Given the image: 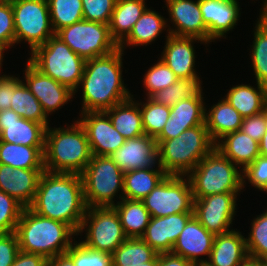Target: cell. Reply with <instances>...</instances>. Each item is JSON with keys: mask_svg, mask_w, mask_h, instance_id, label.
Returning a JSON list of instances; mask_svg holds the SVG:
<instances>
[{"mask_svg": "<svg viewBox=\"0 0 267 266\" xmlns=\"http://www.w3.org/2000/svg\"><path fill=\"white\" fill-rule=\"evenodd\" d=\"M141 239L158 254L168 253V237L165 217H151Z\"/></svg>", "mask_w": 267, "mask_h": 266, "instance_id": "obj_44", "label": "cell"}, {"mask_svg": "<svg viewBox=\"0 0 267 266\" xmlns=\"http://www.w3.org/2000/svg\"><path fill=\"white\" fill-rule=\"evenodd\" d=\"M83 230L86 232L83 245L110 254L128 238L113 206L88 207L77 235Z\"/></svg>", "mask_w": 267, "mask_h": 266, "instance_id": "obj_9", "label": "cell"}, {"mask_svg": "<svg viewBox=\"0 0 267 266\" xmlns=\"http://www.w3.org/2000/svg\"><path fill=\"white\" fill-rule=\"evenodd\" d=\"M237 169L236 164L215 147L187 175L193 198L240 192L243 189V176Z\"/></svg>", "mask_w": 267, "mask_h": 266, "instance_id": "obj_6", "label": "cell"}, {"mask_svg": "<svg viewBox=\"0 0 267 266\" xmlns=\"http://www.w3.org/2000/svg\"><path fill=\"white\" fill-rule=\"evenodd\" d=\"M47 3L55 33L63 27L83 20L81 0H47Z\"/></svg>", "mask_w": 267, "mask_h": 266, "instance_id": "obj_37", "label": "cell"}, {"mask_svg": "<svg viewBox=\"0 0 267 266\" xmlns=\"http://www.w3.org/2000/svg\"><path fill=\"white\" fill-rule=\"evenodd\" d=\"M44 171L45 169H21L0 164V191L15 198L25 208L29 207Z\"/></svg>", "mask_w": 267, "mask_h": 266, "instance_id": "obj_20", "label": "cell"}, {"mask_svg": "<svg viewBox=\"0 0 267 266\" xmlns=\"http://www.w3.org/2000/svg\"><path fill=\"white\" fill-rule=\"evenodd\" d=\"M214 238L215 235L193 216L179 235L171 253L182 256L193 264L206 263L204 258L199 257H210Z\"/></svg>", "mask_w": 267, "mask_h": 266, "instance_id": "obj_22", "label": "cell"}, {"mask_svg": "<svg viewBox=\"0 0 267 266\" xmlns=\"http://www.w3.org/2000/svg\"><path fill=\"white\" fill-rule=\"evenodd\" d=\"M25 69V85L48 115L73 98L74 91L39 71L29 60Z\"/></svg>", "mask_w": 267, "mask_h": 266, "instance_id": "obj_15", "label": "cell"}, {"mask_svg": "<svg viewBox=\"0 0 267 266\" xmlns=\"http://www.w3.org/2000/svg\"><path fill=\"white\" fill-rule=\"evenodd\" d=\"M199 7L208 30V43L234 29L240 17L237 0H199Z\"/></svg>", "mask_w": 267, "mask_h": 266, "instance_id": "obj_21", "label": "cell"}, {"mask_svg": "<svg viewBox=\"0 0 267 266\" xmlns=\"http://www.w3.org/2000/svg\"><path fill=\"white\" fill-rule=\"evenodd\" d=\"M78 120L84 128L92 155L111 156L125 142V138L114 128L105 111L81 113Z\"/></svg>", "mask_w": 267, "mask_h": 266, "instance_id": "obj_14", "label": "cell"}, {"mask_svg": "<svg viewBox=\"0 0 267 266\" xmlns=\"http://www.w3.org/2000/svg\"><path fill=\"white\" fill-rule=\"evenodd\" d=\"M123 52L118 48L107 55L86 60L78 85L83 89L81 113L105 111L133 96L122 80Z\"/></svg>", "mask_w": 267, "mask_h": 266, "instance_id": "obj_2", "label": "cell"}, {"mask_svg": "<svg viewBox=\"0 0 267 266\" xmlns=\"http://www.w3.org/2000/svg\"><path fill=\"white\" fill-rule=\"evenodd\" d=\"M260 156L267 157V131L259 142Z\"/></svg>", "mask_w": 267, "mask_h": 266, "instance_id": "obj_56", "label": "cell"}, {"mask_svg": "<svg viewBox=\"0 0 267 266\" xmlns=\"http://www.w3.org/2000/svg\"><path fill=\"white\" fill-rule=\"evenodd\" d=\"M18 77L2 75L0 76V111L11 108L12 94L14 88L21 82Z\"/></svg>", "mask_w": 267, "mask_h": 266, "instance_id": "obj_51", "label": "cell"}, {"mask_svg": "<svg viewBox=\"0 0 267 266\" xmlns=\"http://www.w3.org/2000/svg\"><path fill=\"white\" fill-rule=\"evenodd\" d=\"M170 20L175 29L168 28L174 36L196 37L208 43V30L203 22L199 0H165Z\"/></svg>", "mask_w": 267, "mask_h": 266, "instance_id": "obj_17", "label": "cell"}, {"mask_svg": "<svg viewBox=\"0 0 267 266\" xmlns=\"http://www.w3.org/2000/svg\"><path fill=\"white\" fill-rule=\"evenodd\" d=\"M167 175L144 199L151 217L194 213V198L189 178Z\"/></svg>", "mask_w": 267, "mask_h": 266, "instance_id": "obj_11", "label": "cell"}, {"mask_svg": "<svg viewBox=\"0 0 267 266\" xmlns=\"http://www.w3.org/2000/svg\"><path fill=\"white\" fill-rule=\"evenodd\" d=\"M215 147L242 171L260 155L259 143L241 130L226 134Z\"/></svg>", "mask_w": 267, "mask_h": 266, "instance_id": "obj_25", "label": "cell"}, {"mask_svg": "<svg viewBox=\"0 0 267 266\" xmlns=\"http://www.w3.org/2000/svg\"><path fill=\"white\" fill-rule=\"evenodd\" d=\"M65 253L75 266H113L112 254L90 249L81 242H74Z\"/></svg>", "mask_w": 267, "mask_h": 266, "instance_id": "obj_41", "label": "cell"}, {"mask_svg": "<svg viewBox=\"0 0 267 266\" xmlns=\"http://www.w3.org/2000/svg\"><path fill=\"white\" fill-rule=\"evenodd\" d=\"M208 111L205 109V112H207L205 113V125L215 144L226 134L241 129L244 118L230 105L227 99H221Z\"/></svg>", "mask_w": 267, "mask_h": 266, "instance_id": "obj_26", "label": "cell"}, {"mask_svg": "<svg viewBox=\"0 0 267 266\" xmlns=\"http://www.w3.org/2000/svg\"><path fill=\"white\" fill-rule=\"evenodd\" d=\"M11 266H48V259L38 254L19 251Z\"/></svg>", "mask_w": 267, "mask_h": 266, "instance_id": "obj_52", "label": "cell"}, {"mask_svg": "<svg viewBox=\"0 0 267 266\" xmlns=\"http://www.w3.org/2000/svg\"><path fill=\"white\" fill-rule=\"evenodd\" d=\"M158 266H194V264L170 252L158 254Z\"/></svg>", "mask_w": 267, "mask_h": 266, "instance_id": "obj_53", "label": "cell"}, {"mask_svg": "<svg viewBox=\"0 0 267 266\" xmlns=\"http://www.w3.org/2000/svg\"><path fill=\"white\" fill-rule=\"evenodd\" d=\"M29 208L69 225L77 234L87 209L80 174L44 171Z\"/></svg>", "mask_w": 267, "mask_h": 266, "instance_id": "obj_1", "label": "cell"}, {"mask_svg": "<svg viewBox=\"0 0 267 266\" xmlns=\"http://www.w3.org/2000/svg\"><path fill=\"white\" fill-rule=\"evenodd\" d=\"M15 233L20 251L48 260L65 253L73 244L71 236L77 235L69 225L40 216L29 207L23 209Z\"/></svg>", "mask_w": 267, "mask_h": 266, "instance_id": "obj_3", "label": "cell"}, {"mask_svg": "<svg viewBox=\"0 0 267 266\" xmlns=\"http://www.w3.org/2000/svg\"><path fill=\"white\" fill-rule=\"evenodd\" d=\"M20 1H22V0H0V3L1 4H14V3H17Z\"/></svg>", "mask_w": 267, "mask_h": 266, "instance_id": "obj_59", "label": "cell"}, {"mask_svg": "<svg viewBox=\"0 0 267 266\" xmlns=\"http://www.w3.org/2000/svg\"><path fill=\"white\" fill-rule=\"evenodd\" d=\"M263 112L265 113V118H266V126H267V102L265 104Z\"/></svg>", "mask_w": 267, "mask_h": 266, "instance_id": "obj_60", "label": "cell"}, {"mask_svg": "<svg viewBox=\"0 0 267 266\" xmlns=\"http://www.w3.org/2000/svg\"><path fill=\"white\" fill-rule=\"evenodd\" d=\"M88 207L114 206L116 193L123 192L124 172L109 156H94L80 173Z\"/></svg>", "mask_w": 267, "mask_h": 266, "instance_id": "obj_8", "label": "cell"}, {"mask_svg": "<svg viewBox=\"0 0 267 266\" xmlns=\"http://www.w3.org/2000/svg\"><path fill=\"white\" fill-rule=\"evenodd\" d=\"M129 266H133V265H129ZM136 266H158V255L152 261L138 264Z\"/></svg>", "mask_w": 267, "mask_h": 266, "instance_id": "obj_58", "label": "cell"}, {"mask_svg": "<svg viewBox=\"0 0 267 266\" xmlns=\"http://www.w3.org/2000/svg\"><path fill=\"white\" fill-rule=\"evenodd\" d=\"M15 44V27L12 4L0 3V50L4 52Z\"/></svg>", "mask_w": 267, "mask_h": 266, "instance_id": "obj_46", "label": "cell"}, {"mask_svg": "<svg viewBox=\"0 0 267 266\" xmlns=\"http://www.w3.org/2000/svg\"><path fill=\"white\" fill-rule=\"evenodd\" d=\"M166 24L164 17L158 12L146 9L134 24L129 35L119 44V48L124 50L126 44L128 46L151 44L167 26Z\"/></svg>", "mask_w": 267, "mask_h": 266, "instance_id": "obj_33", "label": "cell"}, {"mask_svg": "<svg viewBox=\"0 0 267 266\" xmlns=\"http://www.w3.org/2000/svg\"><path fill=\"white\" fill-rule=\"evenodd\" d=\"M146 9L145 0H116L109 29L118 45L129 35Z\"/></svg>", "mask_w": 267, "mask_h": 266, "instance_id": "obj_28", "label": "cell"}, {"mask_svg": "<svg viewBox=\"0 0 267 266\" xmlns=\"http://www.w3.org/2000/svg\"><path fill=\"white\" fill-rule=\"evenodd\" d=\"M44 149L45 146L0 141V164L21 169H44Z\"/></svg>", "mask_w": 267, "mask_h": 266, "instance_id": "obj_31", "label": "cell"}, {"mask_svg": "<svg viewBox=\"0 0 267 266\" xmlns=\"http://www.w3.org/2000/svg\"><path fill=\"white\" fill-rule=\"evenodd\" d=\"M15 43L27 41L31 53L55 35L47 0H22L12 4Z\"/></svg>", "mask_w": 267, "mask_h": 266, "instance_id": "obj_12", "label": "cell"}, {"mask_svg": "<svg viewBox=\"0 0 267 266\" xmlns=\"http://www.w3.org/2000/svg\"><path fill=\"white\" fill-rule=\"evenodd\" d=\"M10 109L21 118L32 120L43 124L46 128L48 127V117L43 112L40 102L22 81L14 88Z\"/></svg>", "mask_w": 267, "mask_h": 266, "instance_id": "obj_35", "label": "cell"}, {"mask_svg": "<svg viewBox=\"0 0 267 266\" xmlns=\"http://www.w3.org/2000/svg\"><path fill=\"white\" fill-rule=\"evenodd\" d=\"M24 208L15 198L0 191V234L16 231Z\"/></svg>", "mask_w": 267, "mask_h": 266, "instance_id": "obj_43", "label": "cell"}, {"mask_svg": "<svg viewBox=\"0 0 267 266\" xmlns=\"http://www.w3.org/2000/svg\"><path fill=\"white\" fill-rule=\"evenodd\" d=\"M128 238H141L151 215L142 200L121 199L113 206Z\"/></svg>", "mask_w": 267, "mask_h": 266, "instance_id": "obj_32", "label": "cell"}, {"mask_svg": "<svg viewBox=\"0 0 267 266\" xmlns=\"http://www.w3.org/2000/svg\"><path fill=\"white\" fill-rule=\"evenodd\" d=\"M123 172L150 169L158 164L157 142L146 134L125 139L124 144L109 156Z\"/></svg>", "mask_w": 267, "mask_h": 266, "instance_id": "obj_16", "label": "cell"}, {"mask_svg": "<svg viewBox=\"0 0 267 266\" xmlns=\"http://www.w3.org/2000/svg\"><path fill=\"white\" fill-rule=\"evenodd\" d=\"M250 56L256 82L267 87V26L256 23Z\"/></svg>", "mask_w": 267, "mask_h": 266, "instance_id": "obj_38", "label": "cell"}, {"mask_svg": "<svg viewBox=\"0 0 267 266\" xmlns=\"http://www.w3.org/2000/svg\"><path fill=\"white\" fill-rule=\"evenodd\" d=\"M140 105L144 132L146 135L156 138L167 122L171 108L155 102L150 97H147V102Z\"/></svg>", "mask_w": 267, "mask_h": 266, "instance_id": "obj_39", "label": "cell"}, {"mask_svg": "<svg viewBox=\"0 0 267 266\" xmlns=\"http://www.w3.org/2000/svg\"><path fill=\"white\" fill-rule=\"evenodd\" d=\"M168 174L158 165L157 169H137L124 172L123 193L120 199H144Z\"/></svg>", "mask_w": 267, "mask_h": 266, "instance_id": "obj_29", "label": "cell"}, {"mask_svg": "<svg viewBox=\"0 0 267 266\" xmlns=\"http://www.w3.org/2000/svg\"><path fill=\"white\" fill-rule=\"evenodd\" d=\"M133 96L105 110L114 128L125 138L132 139L144 135L140 103Z\"/></svg>", "mask_w": 267, "mask_h": 266, "instance_id": "obj_27", "label": "cell"}, {"mask_svg": "<svg viewBox=\"0 0 267 266\" xmlns=\"http://www.w3.org/2000/svg\"><path fill=\"white\" fill-rule=\"evenodd\" d=\"M20 251L15 232L0 234V266H11Z\"/></svg>", "mask_w": 267, "mask_h": 266, "instance_id": "obj_49", "label": "cell"}, {"mask_svg": "<svg viewBox=\"0 0 267 266\" xmlns=\"http://www.w3.org/2000/svg\"><path fill=\"white\" fill-rule=\"evenodd\" d=\"M3 52L0 50V69H1V65H2V61H3V58H4V56H3Z\"/></svg>", "mask_w": 267, "mask_h": 266, "instance_id": "obj_61", "label": "cell"}, {"mask_svg": "<svg viewBox=\"0 0 267 266\" xmlns=\"http://www.w3.org/2000/svg\"><path fill=\"white\" fill-rule=\"evenodd\" d=\"M55 35L85 61L119 48L111 36L109 24L81 20L61 28Z\"/></svg>", "mask_w": 267, "mask_h": 266, "instance_id": "obj_10", "label": "cell"}, {"mask_svg": "<svg viewBox=\"0 0 267 266\" xmlns=\"http://www.w3.org/2000/svg\"><path fill=\"white\" fill-rule=\"evenodd\" d=\"M264 7L262 8V11L260 10V17L258 20H260L265 26H267V0H264Z\"/></svg>", "mask_w": 267, "mask_h": 266, "instance_id": "obj_57", "label": "cell"}, {"mask_svg": "<svg viewBox=\"0 0 267 266\" xmlns=\"http://www.w3.org/2000/svg\"><path fill=\"white\" fill-rule=\"evenodd\" d=\"M156 142L157 165L168 175L187 176L215 148L205 124L186 129L178 137Z\"/></svg>", "mask_w": 267, "mask_h": 266, "instance_id": "obj_5", "label": "cell"}, {"mask_svg": "<svg viewBox=\"0 0 267 266\" xmlns=\"http://www.w3.org/2000/svg\"><path fill=\"white\" fill-rule=\"evenodd\" d=\"M239 266H267V261L248 257Z\"/></svg>", "mask_w": 267, "mask_h": 266, "instance_id": "obj_55", "label": "cell"}, {"mask_svg": "<svg viewBox=\"0 0 267 266\" xmlns=\"http://www.w3.org/2000/svg\"><path fill=\"white\" fill-rule=\"evenodd\" d=\"M203 97H191L180 100L170 107V115L156 141L178 137L186 129L205 124V106Z\"/></svg>", "mask_w": 267, "mask_h": 266, "instance_id": "obj_19", "label": "cell"}, {"mask_svg": "<svg viewBox=\"0 0 267 266\" xmlns=\"http://www.w3.org/2000/svg\"><path fill=\"white\" fill-rule=\"evenodd\" d=\"M243 188L244 179L260 191L267 192V157L258 156L245 170L242 171Z\"/></svg>", "mask_w": 267, "mask_h": 266, "instance_id": "obj_47", "label": "cell"}, {"mask_svg": "<svg viewBox=\"0 0 267 266\" xmlns=\"http://www.w3.org/2000/svg\"><path fill=\"white\" fill-rule=\"evenodd\" d=\"M194 266H209V265L206 263H200V264H194Z\"/></svg>", "mask_w": 267, "mask_h": 266, "instance_id": "obj_62", "label": "cell"}, {"mask_svg": "<svg viewBox=\"0 0 267 266\" xmlns=\"http://www.w3.org/2000/svg\"><path fill=\"white\" fill-rule=\"evenodd\" d=\"M240 130L259 143L267 131L265 113L245 117Z\"/></svg>", "mask_w": 267, "mask_h": 266, "instance_id": "obj_50", "label": "cell"}, {"mask_svg": "<svg viewBox=\"0 0 267 266\" xmlns=\"http://www.w3.org/2000/svg\"><path fill=\"white\" fill-rule=\"evenodd\" d=\"M256 84L257 90L247 84L236 85L225 96V99L243 118L259 114L264 110L267 102V87Z\"/></svg>", "mask_w": 267, "mask_h": 266, "instance_id": "obj_30", "label": "cell"}, {"mask_svg": "<svg viewBox=\"0 0 267 266\" xmlns=\"http://www.w3.org/2000/svg\"><path fill=\"white\" fill-rule=\"evenodd\" d=\"M144 77L143 85L148 91V97H151L156 92L173 85L178 80L174 72L162 59L149 68Z\"/></svg>", "mask_w": 267, "mask_h": 266, "instance_id": "obj_42", "label": "cell"}, {"mask_svg": "<svg viewBox=\"0 0 267 266\" xmlns=\"http://www.w3.org/2000/svg\"><path fill=\"white\" fill-rule=\"evenodd\" d=\"M201 84L199 77L178 79L173 85L156 92L150 98L161 105L172 107L180 100L202 97Z\"/></svg>", "mask_w": 267, "mask_h": 266, "instance_id": "obj_36", "label": "cell"}, {"mask_svg": "<svg viewBox=\"0 0 267 266\" xmlns=\"http://www.w3.org/2000/svg\"><path fill=\"white\" fill-rule=\"evenodd\" d=\"M245 239L249 257L267 261V209L253 219L250 234Z\"/></svg>", "mask_w": 267, "mask_h": 266, "instance_id": "obj_40", "label": "cell"}, {"mask_svg": "<svg viewBox=\"0 0 267 266\" xmlns=\"http://www.w3.org/2000/svg\"><path fill=\"white\" fill-rule=\"evenodd\" d=\"M158 253L141 238H127L113 253V266H136L152 261Z\"/></svg>", "mask_w": 267, "mask_h": 266, "instance_id": "obj_34", "label": "cell"}, {"mask_svg": "<svg viewBox=\"0 0 267 266\" xmlns=\"http://www.w3.org/2000/svg\"><path fill=\"white\" fill-rule=\"evenodd\" d=\"M161 59L174 72L178 79L198 77L195 71L194 41H205L196 37L168 34ZM193 42V43H192Z\"/></svg>", "mask_w": 267, "mask_h": 266, "instance_id": "obj_23", "label": "cell"}, {"mask_svg": "<svg viewBox=\"0 0 267 266\" xmlns=\"http://www.w3.org/2000/svg\"><path fill=\"white\" fill-rule=\"evenodd\" d=\"M28 59L39 71L74 91L83 76L85 60L56 35L37 47ZM77 89V90H76Z\"/></svg>", "mask_w": 267, "mask_h": 266, "instance_id": "obj_7", "label": "cell"}, {"mask_svg": "<svg viewBox=\"0 0 267 266\" xmlns=\"http://www.w3.org/2000/svg\"><path fill=\"white\" fill-rule=\"evenodd\" d=\"M194 216V213H178L166 216V229L168 237V253L173 249L179 235L185 228L187 222Z\"/></svg>", "mask_w": 267, "mask_h": 266, "instance_id": "obj_48", "label": "cell"}, {"mask_svg": "<svg viewBox=\"0 0 267 266\" xmlns=\"http://www.w3.org/2000/svg\"><path fill=\"white\" fill-rule=\"evenodd\" d=\"M91 158L86 132L77 120L66 128L47 127L44 149L46 171L80 174Z\"/></svg>", "mask_w": 267, "mask_h": 266, "instance_id": "obj_4", "label": "cell"}, {"mask_svg": "<svg viewBox=\"0 0 267 266\" xmlns=\"http://www.w3.org/2000/svg\"><path fill=\"white\" fill-rule=\"evenodd\" d=\"M83 20L109 24L116 0H81Z\"/></svg>", "mask_w": 267, "mask_h": 266, "instance_id": "obj_45", "label": "cell"}, {"mask_svg": "<svg viewBox=\"0 0 267 266\" xmlns=\"http://www.w3.org/2000/svg\"><path fill=\"white\" fill-rule=\"evenodd\" d=\"M46 127L21 118L11 109L0 111V141L24 146H45Z\"/></svg>", "mask_w": 267, "mask_h": 266, "instance_id": "obj_18", "label": "cell"}, {"mask_svg": "<svg viewBox=\"0 0 267 266\" xmlns=\"http://www.w3.org/2000/svg\"><path fill=\"white\" fill-rule=\"evenodd\" d=\"M48 266H75V264L66 253H62L50 258Z\"/></svg>", "mask_w": 267, "mask_h": 266, "instance_id": "obj_54", "label": "cell"}, {"mask_svg": "<svg viewBox=\"0 0 267 266\" xmlns=\"http://www.w3.org/2000/svg\"><path fill=\"white\" fill-rule=\"evenodd\" d=\"M248 257L245 237L232 229L215 235L210 257L205 260L209 266H239Z\"/></svg>", "mask_w": 267, "mask_h": 266, "instance_id": "obj_24", "label": "cell"}, {"mask_svg": "<svg viewBox=\"0 0 267 266\" xmlns=\"http://www.w3.org/2000/svg\"><path fill=\"white\" fill-rule=\"evenodd\" d=\"M238 192L194 198V216L211 233L229 232L236 210Z\"/></svg>", "mask_w": 267, "mask_h": 266, "instance_id": "obj_13", "label": "cell"}]
</instances>
